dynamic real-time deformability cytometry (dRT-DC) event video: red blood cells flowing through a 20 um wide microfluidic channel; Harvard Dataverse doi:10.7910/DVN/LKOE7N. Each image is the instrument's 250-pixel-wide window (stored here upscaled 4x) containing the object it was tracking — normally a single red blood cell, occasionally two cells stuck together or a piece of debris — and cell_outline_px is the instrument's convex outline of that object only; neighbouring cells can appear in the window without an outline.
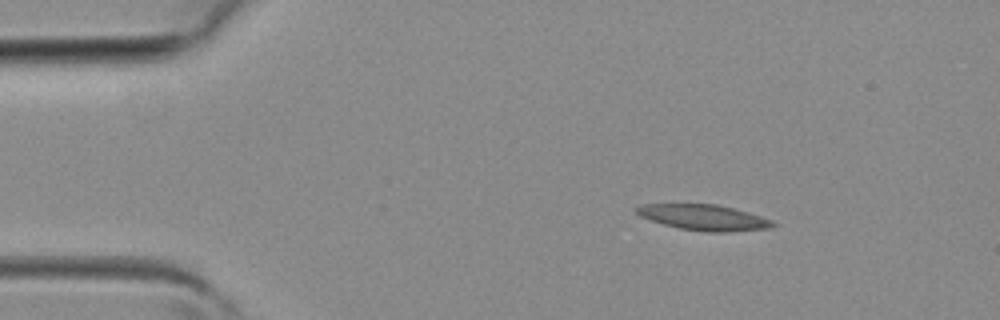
{"species": "common noctule bat (a hibernating species)", "species_latin": "Nyctalus noctula", "temperature_condition": "room temperature", "stored_images_in_passage": 3, "camera_frame_rate_fps": 3000, "um_per_image_px": 0.085, "animal": {"sex": "female", "body_mass_g": 19.3, "forearm_length_mm": 54.1}, "frame": {"image": 1, "passage_image": 1, "time_ms": 0.0, "image_size_px": [1000, 320], "cell_outline_px": [[776, 224], [772, 228], [728, 232], [704, 232], [680, 228], [664, 224], [640, 216], [636, 212], [636, 208], [640, 204], [716, 204], [748, 212], [772, 220]], "centroid_in_image_um": [59.85, 18.49], "position_along_channel_um": 25.2, "area_um2": 20.29}}
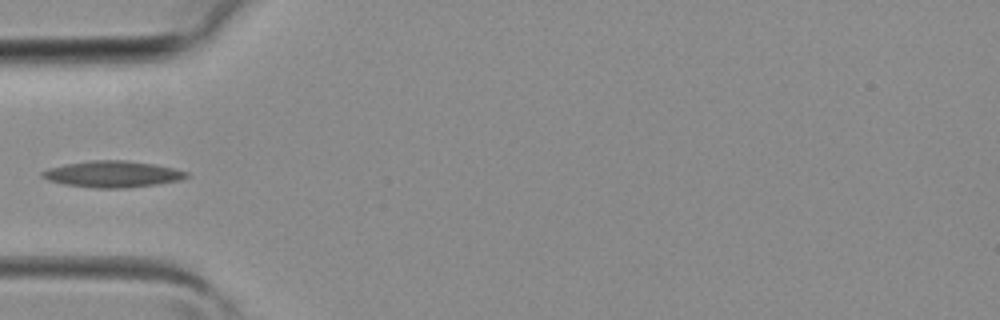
{"frame": {"image": 2, "passage_image": 3, "time_ms": 0.667, "image_size_px": [1000, 320], "cell_outline_px": [[188, 176], [180, 180], [156, 184], [124, 188], [96, 188], [64, 184], [48, 180], [40, 176], [40, 172], [48, 168], [64, 164], [92, 160], [124, 160], [152, 164], [172, 168], [188, 172]], "centroid_in_image_um": [9.51, 14.8], "position_along_channel_um": 75.5, "area_um2": 22.02}}